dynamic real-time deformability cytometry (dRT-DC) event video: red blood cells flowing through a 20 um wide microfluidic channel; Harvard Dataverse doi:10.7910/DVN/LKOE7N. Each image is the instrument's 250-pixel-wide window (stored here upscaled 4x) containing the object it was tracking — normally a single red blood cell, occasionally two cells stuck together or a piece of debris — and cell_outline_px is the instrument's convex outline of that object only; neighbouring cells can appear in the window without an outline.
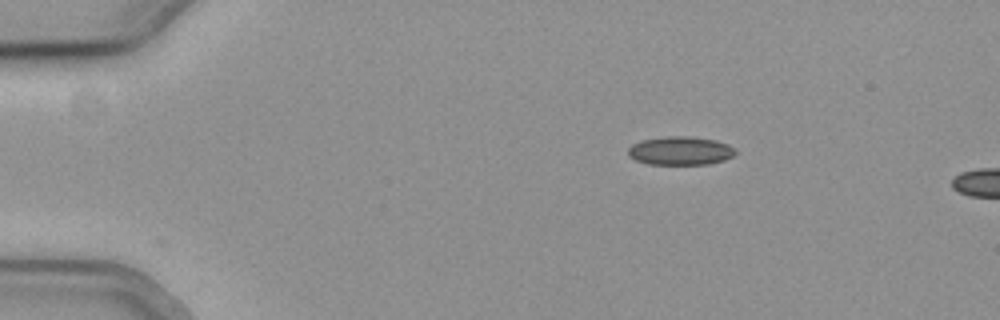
{"species": "common noctule bat (a hibernating species)", "species_latin": "Nyctalus noctula", "temperature_condition": "cold", "stored_images_in_passage": 5, "camera_frame_rate_fps": 3000, "um_per_image_px": 0.085, "animal": {"sex": "female", "body_mass_g": 19.3, "forearm_length_mm": 54.1}, "frame": {"image": 1, "passage_image": 1, "time_ms": 0.0, "image_size_px": [1000, 320], "cell_outline_px": [[736, 152], [732, 156], [724, 160], [708, 164], [648, 164], [636, 160], [628, 156], [628, 148], [632, 144], [640, 140], [664, 136], [688, 136], [716, 140], [728, 144]], "centroid_in_image_um": [57.79, 12.81], "position_along_channel_um": 27.2, "area_um2": 17.86}}